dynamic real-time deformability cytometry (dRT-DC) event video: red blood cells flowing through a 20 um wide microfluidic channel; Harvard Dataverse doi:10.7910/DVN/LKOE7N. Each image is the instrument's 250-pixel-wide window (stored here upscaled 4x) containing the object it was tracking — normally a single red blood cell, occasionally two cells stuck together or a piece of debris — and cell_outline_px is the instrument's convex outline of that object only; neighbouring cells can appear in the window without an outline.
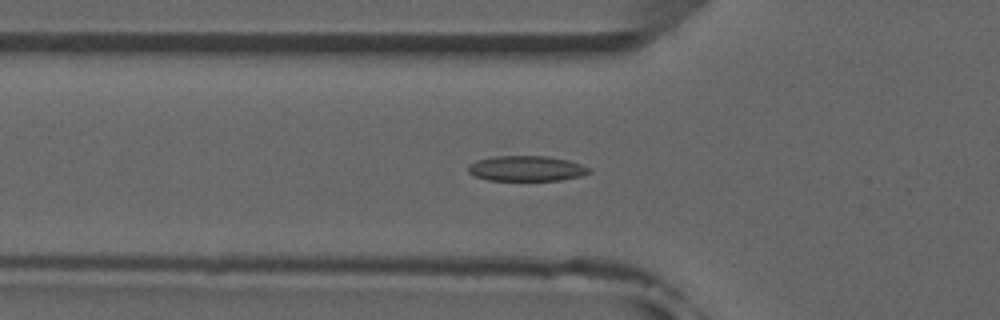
{"species": "common noctule bat (a hibernating species)", "species_latin": "Nyctalus noctula", "temperature_condition": "room temperature", "stored_images_in_passage": 51, "camera_frame_rate_fps": 3000, "um_per_image_px": 0.085, "animal": {"sex": "male", "forearm_length_mm": 52.5}, "frame": {"image": 1, "passage_image": 17, "time_ms": 5.333, "image_size_px": [1000, 320], "cell_outline_px": [[592, 172], [580, 176], [560, 180], [488, 180], [476, 176], [468, 172], [468, 164], [476, 160], [492, 156], [548, 156], [568, 160], [592, 168]], "centroid_in_image_um": [44.75, 14.31], "position_along_channel_um": 81.0, "area_um2": 17.92}}
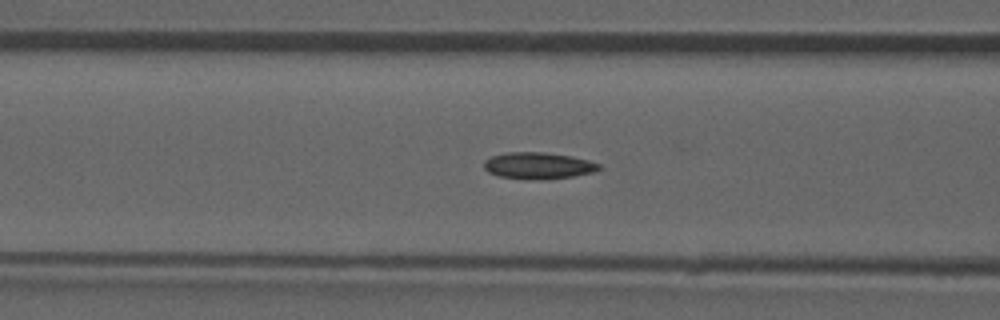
{"frame": {"image": 2, "passage_image": 20, "time_ms": 6.333, "image_size_px": [1000, 320], "cell_outline_px": [[600, 168], [592, 172], [572, 176], [544, 180], [524, 180], [496, 176], [488, 172], [484, 168], [484, 160], [492, 156], [508, 152], [544, 152], [572, 156], [588, 160], [600, 164]], "centroid_in_image_um": [45.7, 14.09], "position_along_channel_um": 120.9, "area_um2": 18.03}}
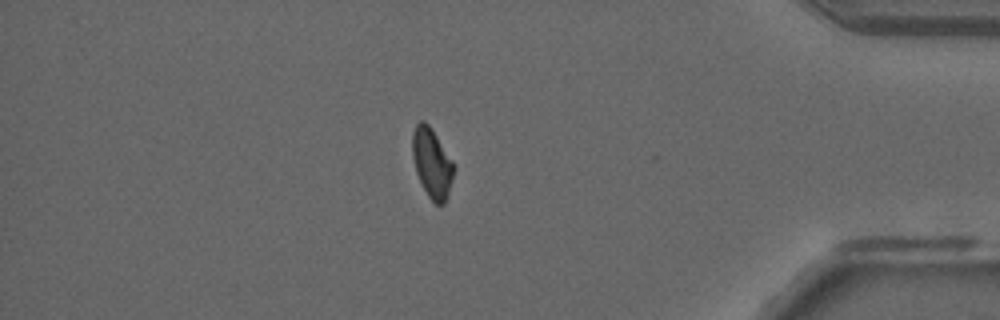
{"frame": {"image": 3, "passage_image": 44, "time_ms": 14.333, "image_size_px": [1000, 320], "cell_outline_px": [[452, 180], [444, 204], [436, 204], [428, 196], [416, 172], [412, 156], [412, 132], [416, 124], [420, 120], [424, 120], [428, 124], [452, 160]], "centroid_in_image_um": [36.67, 13.83], "position_along_channel_um": 398.5, "area_um2": 16.3}, "authors_computed_cell_mechanics": {"area_um2": 17.5134, "velocity_mm_per_s": 3.9355, "shape_relaxation_time_tau1_ms": null, "shape_relaxation_time_tau2_ms": 5.0719, "deformation_change_tau1": null, "deformation_change_tau2": 0.0999}}